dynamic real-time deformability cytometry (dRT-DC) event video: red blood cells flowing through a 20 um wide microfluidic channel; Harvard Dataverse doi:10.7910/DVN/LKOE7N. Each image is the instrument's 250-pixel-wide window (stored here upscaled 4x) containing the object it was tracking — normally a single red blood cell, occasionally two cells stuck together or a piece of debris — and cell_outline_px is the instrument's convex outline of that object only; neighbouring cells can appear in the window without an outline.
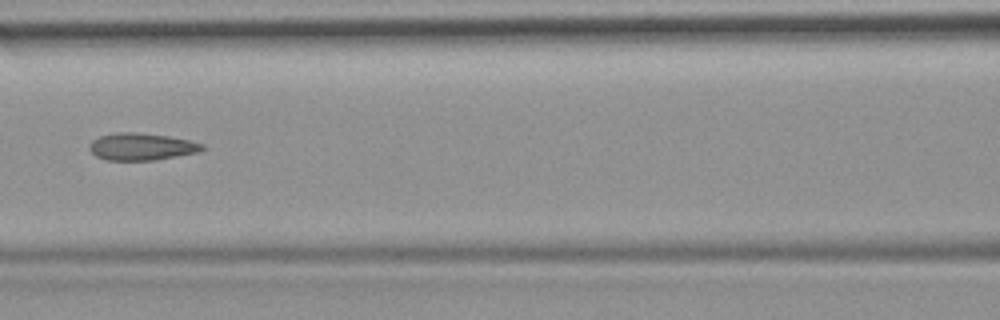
{"species": "common noctule bat (a hibernating species)", "species_latin": "Nyctalus noctula", "temperature_condition": "room temperature", "stored_images_in_passage": 5, "camera_frame_rate_fps": 3000, "um_per_image_px": 0.085, "animal": {"sex": "female", "body_mass_g": 19.9}, "frame": {"image": 1, "passage_image": 4, "time_ms": 3.667, "image_size_px": [1000, 320], "cell_outline_px": [[204, 148], [200, 152], [156, 160], [108, 160], [96, 156], [88, 148], [88, 144], [92, 140], [100, 136], [112, 132], [136, 132], [168, 136], [188, 140], [204, 144]], "centroid_in_image_um": [12.01, 12.46], "position_along_channel_um": 154.6, "area_um2": 17.98}}
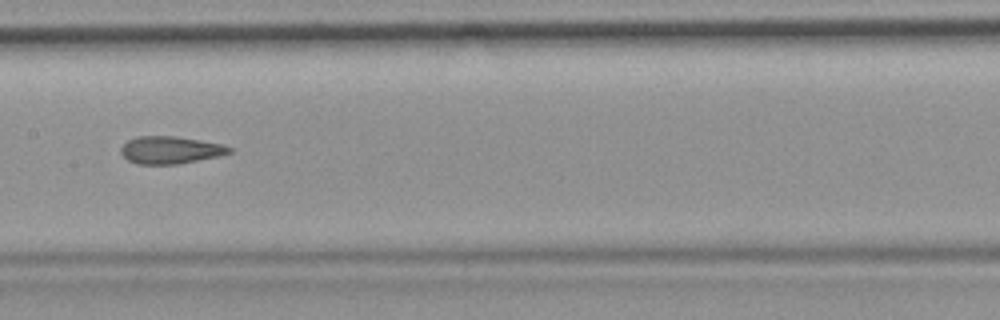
{"frame": {"image": 2, "passage_image": 5, "time_ms": 4.667, "image_size_px": [1000, 320], "cell_outline_px": [[232, 152], [220, 156], [176, 164], [136, 164], [128, 160], [120, 152], [120, 148], [128, 140], [136, 136], [176, 136], [224, 144], [232, 148]], "centroid_in_image_um": [14.49, 12.74], "position_along_channel_um": 192.9, "area_um2": 17.4}}